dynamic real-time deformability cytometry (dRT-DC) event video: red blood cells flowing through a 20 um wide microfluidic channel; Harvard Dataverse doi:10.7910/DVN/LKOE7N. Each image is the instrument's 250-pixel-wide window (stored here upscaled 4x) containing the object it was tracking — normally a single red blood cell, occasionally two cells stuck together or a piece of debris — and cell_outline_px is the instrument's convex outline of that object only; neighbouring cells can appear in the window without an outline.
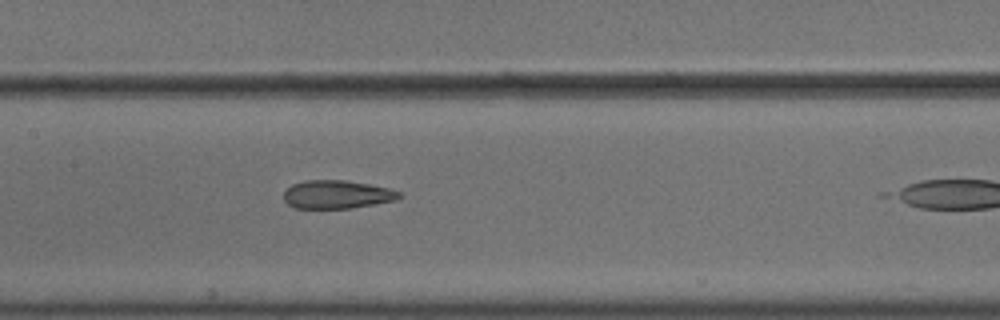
{"species": "common noctule bat (a hibernating species)", "species_latin": "Nyctalus noctula", "temperature_condition": "cold", "stored_images_in_passage": 11, "camera_frame_rate_fps": 3000, "um_per_image_px": 0.085, "animal": {"sex": "male", "body_mass_g": 18.8}, "frame": {"image": 1, "passage_image": 10, "time_ms": 3.0, "image_size_px": [1000, 320], "cell_outline_px": [[404, 196], [396, 200], [348, 208], [296, 208], [288, 204], [284, 200], [284, 192], [292, 184], [304, 180], [344, 180], [368, 184], [388, 188], [400, 192]], "centroid_in_image_um": [28.63, 16.52], "position_along_channel_um": 178.8, "area_um2": 18.9}}